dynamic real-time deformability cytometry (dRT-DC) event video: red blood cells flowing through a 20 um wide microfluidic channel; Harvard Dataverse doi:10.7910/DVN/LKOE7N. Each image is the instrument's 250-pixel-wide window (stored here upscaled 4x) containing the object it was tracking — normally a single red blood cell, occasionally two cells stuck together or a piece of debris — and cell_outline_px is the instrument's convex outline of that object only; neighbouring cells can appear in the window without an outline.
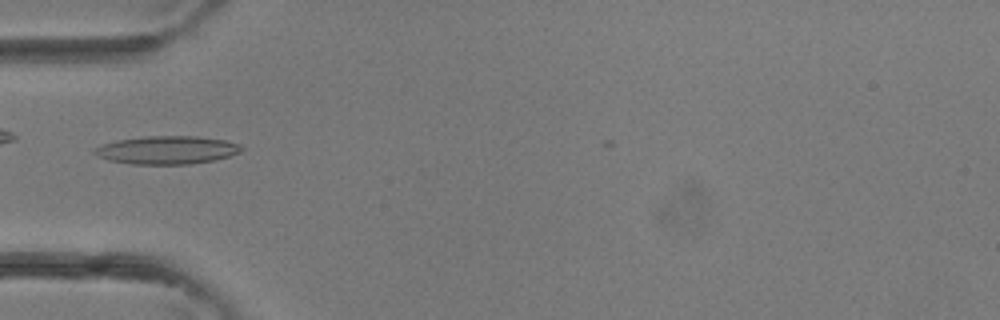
{"species": "common noctule bat (a hibernating species)", "species_latin": "Nyctalus noctula", "temperature_condition": "room temperature", "stored_images_in_passage": 1, "camera_frame_rate_fps": 3000, "um_per_image_px": 0.085, "animal": {"sex": "female"}, "frame": {"image": 1, "passage_image": 1, "time_ms": 0.0, "image_size_px": [1000, 320], "cell_outline_px": [[244, 148], [240, 152], [216, 160], [188, 164], [132, 164], [108, 160], [96, 156], [92, 152], [92, 148], [100, 144], [116, 140], [144, 136], [196, 136], [224, 140], [240, 144]], "centroid_in_image_um": [14.13, 12.75], "position_along_channel_um": 70.9, "area_um2": 24.33}}